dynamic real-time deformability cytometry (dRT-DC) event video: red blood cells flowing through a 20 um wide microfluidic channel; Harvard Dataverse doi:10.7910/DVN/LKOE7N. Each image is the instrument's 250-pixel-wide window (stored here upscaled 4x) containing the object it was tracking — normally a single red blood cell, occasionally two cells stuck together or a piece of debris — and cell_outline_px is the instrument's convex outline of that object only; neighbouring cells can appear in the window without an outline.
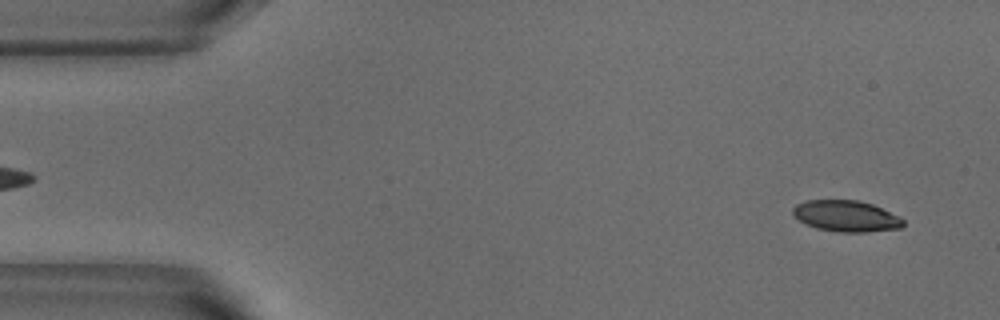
{"species": "common noctule bat (a hibernating species)", "species_latin": "Nyctalus noctula", "temperature_condition": "warm", "stored_images_in_passage": 21, "camera_frame_rate_fps": 3000, "um_per_image_px": 0.085, "animal": {"sex": "male", "body_mass_g": 18.8}, "frame": {"image": 1, "passage_image": 3, "time_ms": 0.667, "image_size_px": [1000, 320], "cell_outline_px": [[904, 224], [900, 228], [868, 232], [840, 232], [816, 228], [792, 216], [792, 208], [796, 204], [808, 200], [860, 200], [872, 204], [900, 216], [904, 220]], "centroid_in_image_um": [71.93, 18.36], "position_along_channel_um": 13.1, "area_um2": 20.11}}
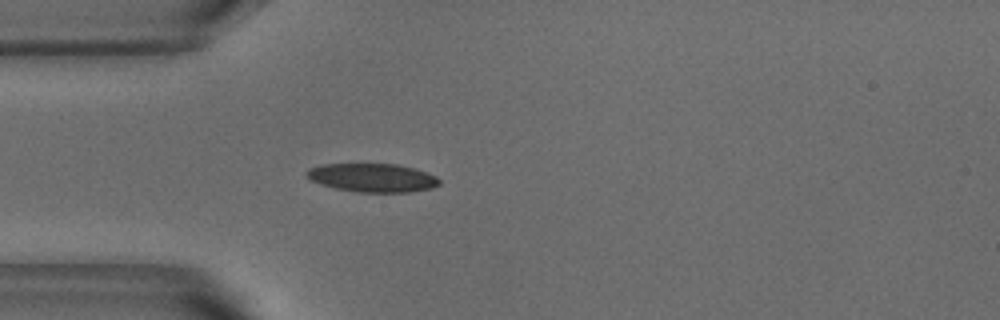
{"frame": {"image": 2, "passage_image": 14, "time_ms": 4.333, "image_size_px": [1000, 320], "cell_outline_px": [[440, 184], [432, 188], [408, 192], [356, 192], [336, 188], [320, 184], [308, 180], [304, 176], [304, 172], [308, 168], [320, 164], [396, 164], [412, 168], [436, 176], [440, 180]], "centroid_in_image_um": [31.58, 15.1], "position_along_channel_um": 53.4, "area_um2": 22.2}}